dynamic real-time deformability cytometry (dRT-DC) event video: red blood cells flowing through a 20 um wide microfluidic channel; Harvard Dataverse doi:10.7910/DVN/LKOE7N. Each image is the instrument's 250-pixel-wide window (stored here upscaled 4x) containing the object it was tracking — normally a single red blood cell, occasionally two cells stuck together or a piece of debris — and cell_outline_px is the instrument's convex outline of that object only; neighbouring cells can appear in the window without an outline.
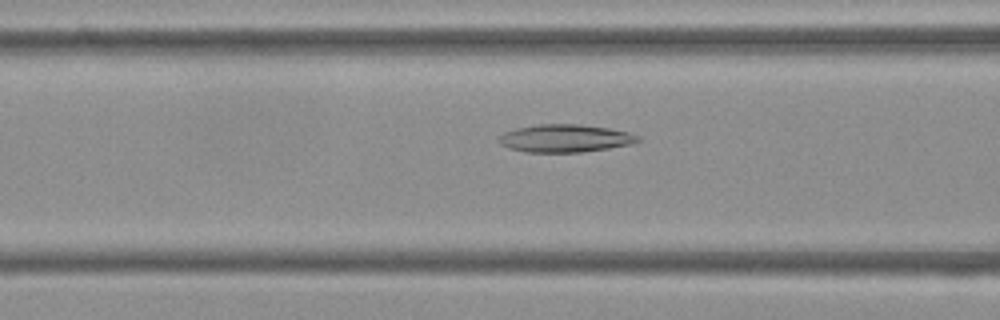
{"species": "Egyptian fruit bat (a non-hibernating species)", "species_latin": "Rousettus aegyptiacus", "temperature_condition": "cold", "stored_images_in_passage": 50, "camera_frame_rate_fps": 3000, "um_per_image_px": 0.085, "frame": {"image": 1, "passage_image": 20, "time_ms": 6.333, "image_size_px": [1000, 320], "cell_outline_px": [[640, 140], [632, 144], [608, 148], [580, 152], [524, 152], [508, 148], [500, 144], [496, 140], [504, 132], [516, 128], [536, 124], [580, 124], [608, 128], [628, 132], [640, 136]], "centroid_in_image_um": [48.0, 11.75], "position_along_channel_um": 118.6, "area_um2": 22.6}}
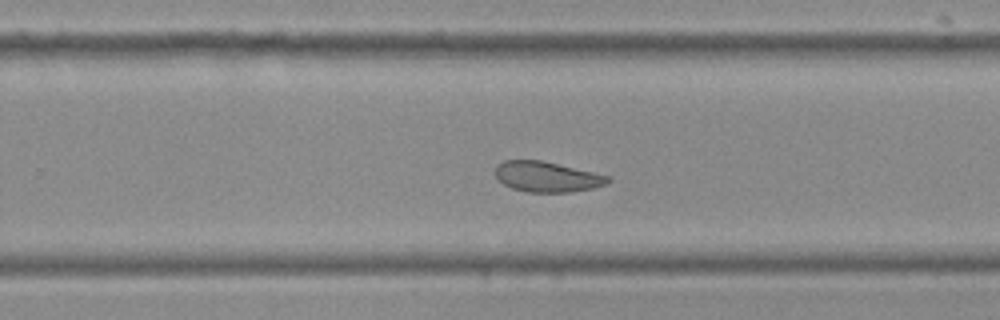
{"frame": {"image": 2, "passage_image": 31, "time_ms": 10.0, "image_size_px": [1000, 320], "cell_outline_px": [[612, 180], [604, 184], [592, 188], [572, 192], [528, 192], [512, 188], [504, 184], [496, 176], [496, 164], [504, 160], [540, 160], [592, 172], [608, 176]], "centroid_in_image_um": [46.46, 15.02], "position_along_channel_um": 283.3, "area_um2": 19.65}}
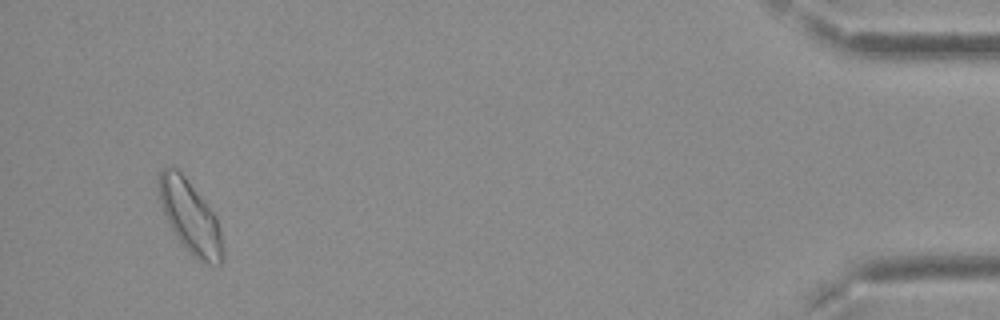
{"frame": {"image": 3, "passage_image": 48, "time_ms": 15.667, "image_size_px": [1000, 320], "cell_outline_px": [[224, 252], [220, 264], [208, 264], [196, 260], [176, 236], [164, 212], [156, 188], [156, 184], [160, 172], [164, 168], [176, 168], [184, 176], [216, 216], [224, 248]], "centroid_in_image_um": [16.16, 18.45], "position_along_channel_um": 419.0, "area_um2": 26.59}, "authors_computed_cell_mechanics": {"area_um2": 23.5246, "velocity_mm_per_s": 3.765, "shape_relaxation_time_tau1_ms": 5.9228, "shape_relaxation_time_tau2_ms": 4.7793, "deformation_change_tau1": 0.1477, "deformation_change_tau2": 0.091}}